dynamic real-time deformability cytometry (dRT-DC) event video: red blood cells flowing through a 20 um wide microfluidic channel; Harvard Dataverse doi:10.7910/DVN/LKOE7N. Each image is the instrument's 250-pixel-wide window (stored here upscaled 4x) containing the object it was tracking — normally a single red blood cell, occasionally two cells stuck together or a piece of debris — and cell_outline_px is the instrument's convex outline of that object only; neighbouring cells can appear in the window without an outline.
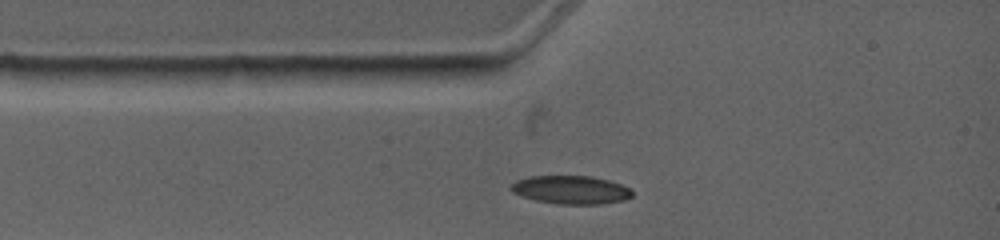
{"species": "common noctule bat (a hibernating species)", "species_latin": "Nyctalus noctula", "temperature_condition": "warm", "stored_images_in_passage": 4, "camera_frame_rate_fps": 4500, "um_per_image_px": 0.085, "animal": {"sex": "female", "body_mass_g": 19.0, "forearm_length_mm": 53.3}, "frame": {"image": 1, "passage_image": 1, "time_ms": 0.0, "image_size_px": [1000, 240], "cell_outline_px": [[632, 196], [624, 200], [604, 204], [560, 204], [536, 200], [520, 196], [512, 192], [508, 188], [516, 180], [528, 176], [588, 176], [608, 180], [620, 184], [628, 188], [632, 192]], "centroid_in_image_um": [48.49, 16.14], "position_along_channel_um": 36.5, "area_um2": 20.0}}
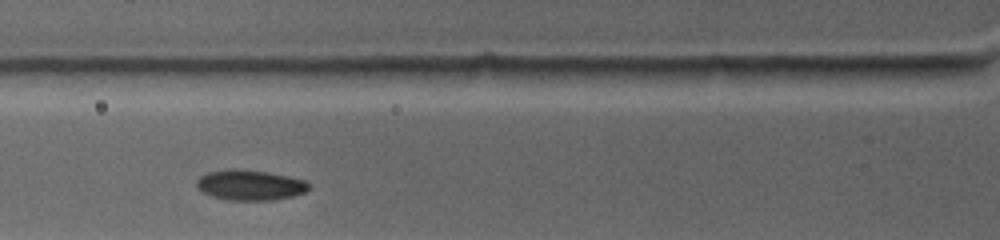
{"frame": {"image": 2, "passage_image": 3, "time_ms": 1.778, "image_size_px": [1000, 240], "cell_outline_px": [[308, 188], [304, 192], [292, 196], [272, 200], [228, 200], [212, 196], [200, 192], [196, 188], [196, 180], [200, 176], [208, 172], [228, 168], [240, 168], [268, 172], [304, 180], [308, 184]], "centroid_in_image_um": [21.16, 15.72], "position_along_channel_um": 104.6, "area_um2": 19.94}}
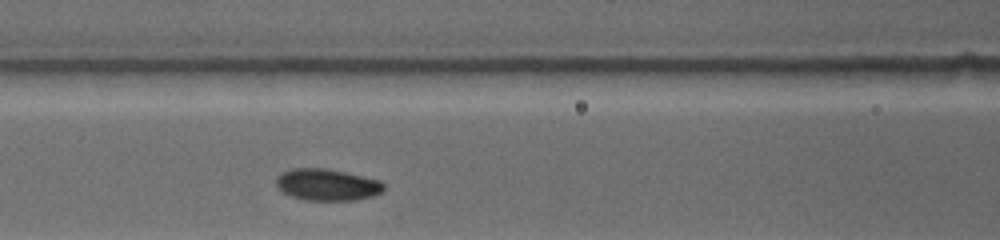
{"frame": {"image": 3, "passage_image": 4, "time_ms": 2.667, "image_size_px": [1000, 240], "cell_outline_px": [[384, 188], [380, 192], [372, 196], [356, 200], [304, 200], [292, 196], [284, 192], [276, 184], [276, 176], [292, 168], [328, 168], [380, 180], [384, 184]], "centroid_in_image_um": [27.81, 15.69], "position_along_channel_um": 138.8, "area_um2": 19.77}}